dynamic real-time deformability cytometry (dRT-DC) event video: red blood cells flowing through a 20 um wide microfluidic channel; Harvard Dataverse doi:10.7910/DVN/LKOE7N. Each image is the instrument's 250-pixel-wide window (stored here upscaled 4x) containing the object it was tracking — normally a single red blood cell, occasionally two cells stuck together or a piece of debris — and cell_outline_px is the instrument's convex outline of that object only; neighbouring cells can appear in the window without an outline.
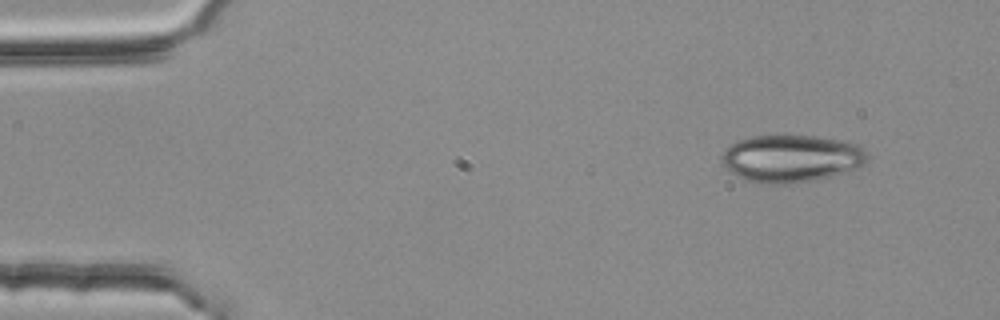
{"species": "common noctule bat (a hibernating species)", "species_latin": "Nyctalus noctula", "temperature_condition": "room temperature", "stored_images_in_passage": 3, "camera_frame_rate_fps": 3000, "um_per_image_px": 0.085, "animal": {"sex": "female", "body_mass_g": 25.1}, "frame": {"image": 1, "passage_image": 1, "time_ms": 0.0, "image_size_px": [1000, 320], "cell_outline_px": [[868, 156], [864, 164], [844, 172], [832, 176], [816, 180], [788, 184], [764, 184], [748, 180], [732, 172], [720, 160], [720, 156], [724, 148], [740, 140], [752, 136], [812, 136], [848, 140], [856, 144]], "centroid_in_image_um": [67.25, 13.47], "position_along_channel_um": 17.8, "area_um2": 40.0}}